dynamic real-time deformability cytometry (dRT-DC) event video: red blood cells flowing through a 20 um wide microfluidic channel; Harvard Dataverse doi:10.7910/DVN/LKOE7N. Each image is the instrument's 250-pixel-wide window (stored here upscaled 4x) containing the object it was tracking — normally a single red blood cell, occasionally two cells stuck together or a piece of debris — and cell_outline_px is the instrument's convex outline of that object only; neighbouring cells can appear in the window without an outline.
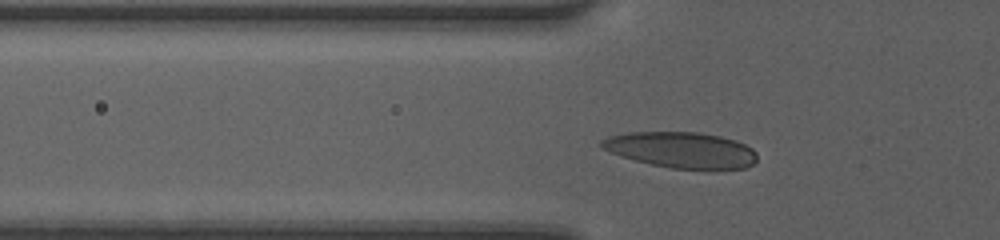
{"species": "human", "species_latin": "Homo sapiens", "temperature_condition": "room temperature", "stored_images_in_passage": 34, "camera_frame_rate_fps": 3000, "um_per_image_px": 0.085, "donor": {"sex": "female"}, "frame": {"image": 1, "passage_image": 2, "time_ms": 0.333, "image_size_px": [1000, 240], "cell_outline_px": [[756, 160], [752, 164], [744, 168], [672, 168], [652, 164], [620, 156], [600, 148], [600, 140], [608, 136], [628, 132], [696, 132], [720, 136], [736, 140], [752, 148], [756, 152]], "centroid_in_image_um": [57.87, 12.72], "position_along_channel_um": 67.9, "area_um2": 32.25}}
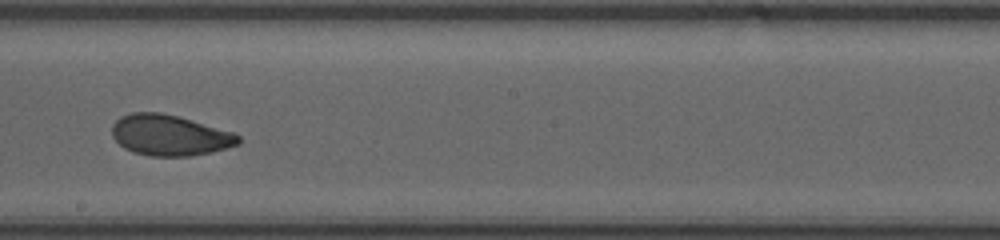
{"frame": {"image": 2, "passage_image": 14, "time_ms": 4.333, "image_size_px": [1000, 240], "cell_outline_px": [[240, 144], [212, 152], [188, 156], [148, 156], [132, 152], [124, 148], [112, 136], [112, 124], [120, 116], [132, 112], [160, 112], [176, 116], [232, 132], [240, 136]], "centroid_in_image_um": [14.39, 11.5], "position_along_channel_um": 233.8, "area_um2": 29.94}}
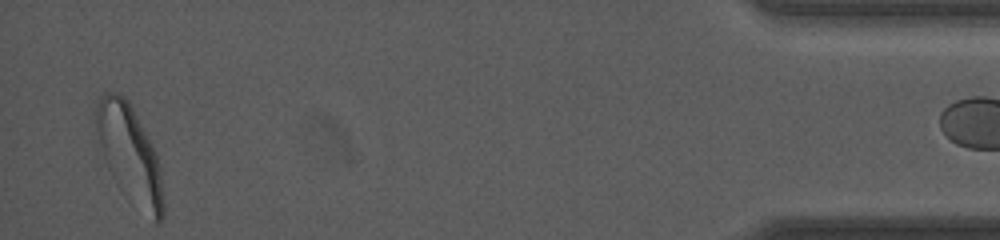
{"frame": {"image": 3, "passage_image": 33, "time_ms": 10.667, "image_size_px": [1000, 240], "cell_outline_px": [[164, 216], [160, 224], [156, 224], [104, 156], [92, 132], [96, 104], [100, 96], [104, 92], [120, 92], [128, 100], [152, 144], [156, 152], [160, 164], [164, 204]], "centroid_in_image_um": [11.02, 12.86], "position_along_channel_um": 424.2, "area_um2": 36.18}}